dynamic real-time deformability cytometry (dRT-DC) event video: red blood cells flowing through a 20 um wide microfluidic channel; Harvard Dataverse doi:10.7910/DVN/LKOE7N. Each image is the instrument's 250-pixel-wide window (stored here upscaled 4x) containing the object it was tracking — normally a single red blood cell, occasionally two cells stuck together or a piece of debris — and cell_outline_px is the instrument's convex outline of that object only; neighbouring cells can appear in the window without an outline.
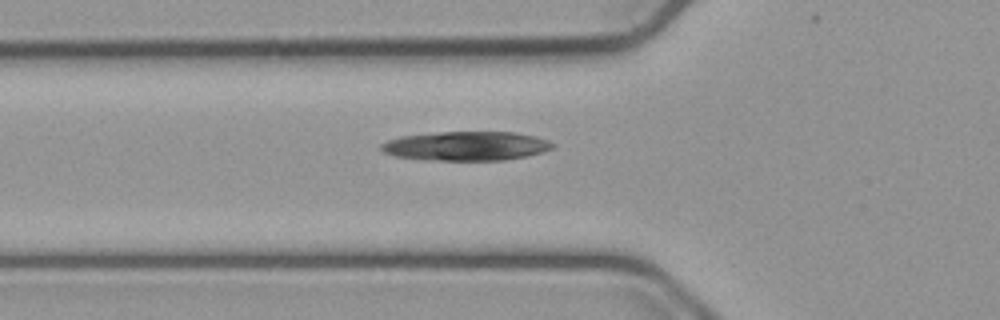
{"species": "common noctule bat (a hibernating species)", "species_latin": "Nyctalus noctula", "temperature_condition": "cold", "stored_images_in_passage": 33, "camera_frame_rate_fps": 3000, "um_per_image_px": 0.085, "animal": {"sex": "male", "body_mass_g": 23.1, "forearm_length_mm": 52.7}, "frame": {"image": 1, "passage_image": 2, "time_ms": 0.333, "image_size_px": [1000, 320], "cell_outline_px": [[556, 144], [552, 148], [540, 152], [524, 156], [504, 160], [440, 160], [396, 156], [384, 152], [380, 148], [380, 144], [388, 140], [400, 136], [440, 132], [516, 132], [536, 136], [548, 140]], "centroid_in_image_um": [39.64, 12.39], "position_along_channel_um": 86.2, "area_um2": 28.84}}
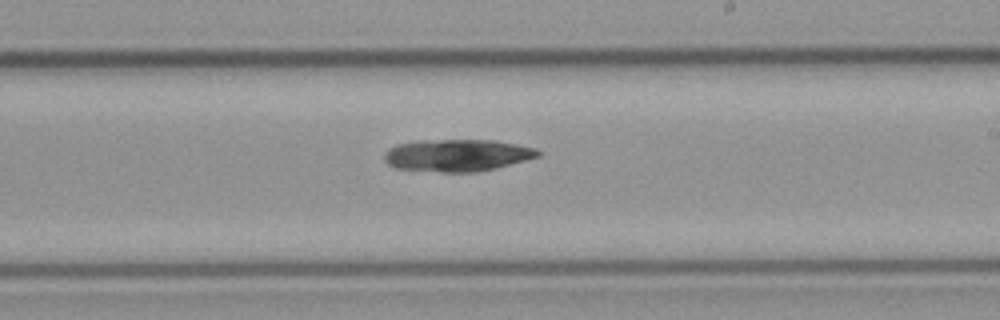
{"frame": {"image": 2, "passage_image": 15, "time_ms": 4.667, "image_size_px": [1000, 320], "cell_outline_px": [[540, 156], [476, 172], [440, 172], [396, 168], [388, 164], [384, 160], [384, 152], [388, 148], [396, 144], [416, 140], [496, 140], [536, 148], [540, 152]], "centroid_in_image_um": [38.8, 13.18], "position_along_channel_um": 250.2, "area_um2": 28.73}}
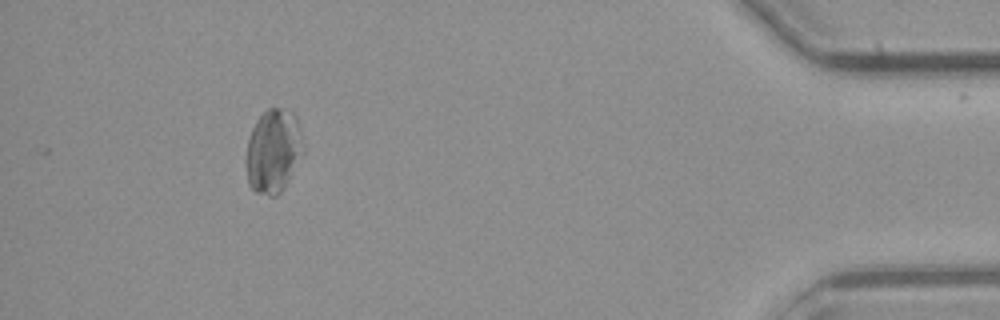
{"frame": {"image": 3, "passage_image": 33, "time_ms": 10.667, "image_size_px": [1000, 320], "cell_outline_px": [[304, 148], [284, 188], [276, 196], [268, 196], [256, 192], [248, 184], [248, 140], [252, 128], [256, 120], [268, 108], [284, 108], [292, 112], [296, 116], [300, 128]], "centroid_in_image_um": [23.25, 12.81], "position_along_channel_um": 412.0, "area_um2": 27.4}}